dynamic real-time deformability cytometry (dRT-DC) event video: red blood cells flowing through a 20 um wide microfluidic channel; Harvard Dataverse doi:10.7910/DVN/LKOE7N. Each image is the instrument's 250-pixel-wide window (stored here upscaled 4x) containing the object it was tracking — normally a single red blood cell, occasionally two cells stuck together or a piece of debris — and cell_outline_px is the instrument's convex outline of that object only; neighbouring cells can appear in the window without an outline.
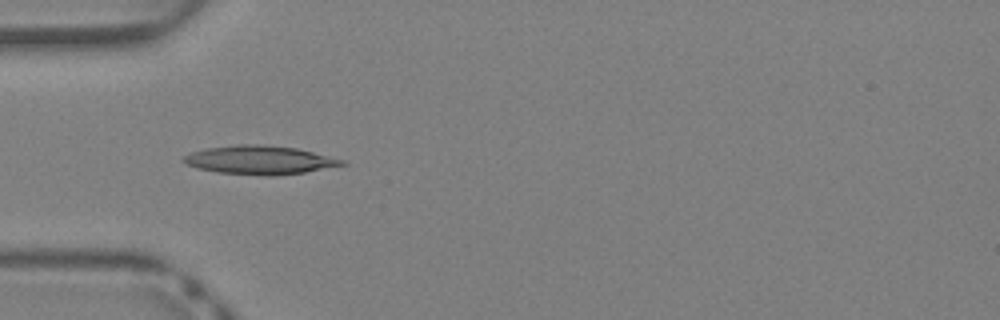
{"species": "Egyptian fruit bat (a non-hibernating species)", "species_latin": "Rousettus aegyptiacus", "temperature_condition": "warm", "stored_images_in_passage": 40, "camera_frame_rate_fps": 3000, "um_per_image_px": 0.085, "animal": {"sex": "female"}, "frame": {"image": 1, "passage_image": 12, "time_ms": 3.667, "image_size_px": [1000, 320], "cell_outline_px": [[348, 164], [304, 172], [268, 176], [220, 172], [196, 168], [184, 164], [180, 160], [184, 156], [192, 152], [204, 148], [236, 144], [260, 144], [296, 148], [344, 160]], "centroid_in_image_um": [22.01, 13.59], "position_along_channel_um": 63.0, "area_um2": 26.3}}
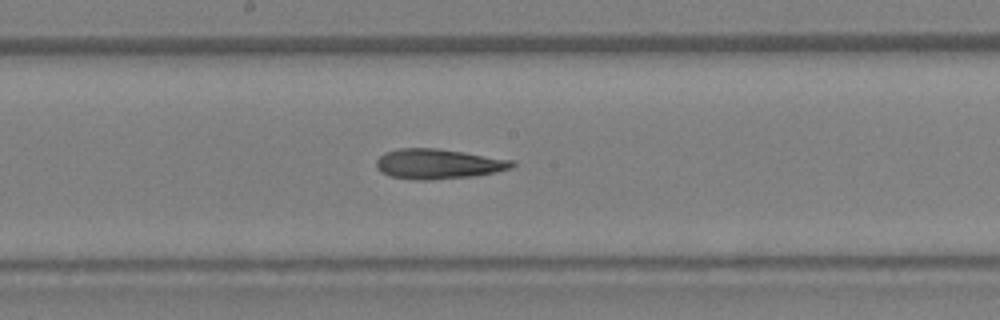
{"frame": {"image": 2, "passage_image": 21, "time_ms": 6.667, "image_size_px": [1000, 320], "cell_outline_px": [[516, 164], [512, 168], [496, 172], [472, 176], [428, 180], [416, 180], [388, 176], [380, 172], [376, 168], [376, 160], [384, 152], [396, 148], [436, 148], [464, 152], [516, 160]], "centroid_in_image_um": [37.24, 13.93], "position_along_channel_um": 211.0, "area_um2": 24.04}}
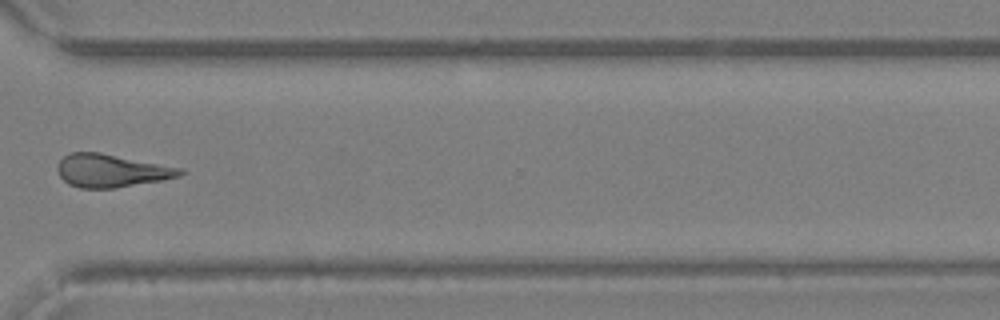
{"frame": {"image": 3, "passage_image": 30, "time_ms": 9.667, "image_size_px": [1000, 320], "cell_outline_px": [[188, 172], [180, 176], [160, 180], [116, 188], [80, 188], [68, 184], [60, 176], [56, 168], [56, 164], [68, 152], [100, 152], [184, 168]], "centroid_in_image_um": [9.47, 14.5], "position_along_channel_um": 361.1, "area_um2": 23.81}}